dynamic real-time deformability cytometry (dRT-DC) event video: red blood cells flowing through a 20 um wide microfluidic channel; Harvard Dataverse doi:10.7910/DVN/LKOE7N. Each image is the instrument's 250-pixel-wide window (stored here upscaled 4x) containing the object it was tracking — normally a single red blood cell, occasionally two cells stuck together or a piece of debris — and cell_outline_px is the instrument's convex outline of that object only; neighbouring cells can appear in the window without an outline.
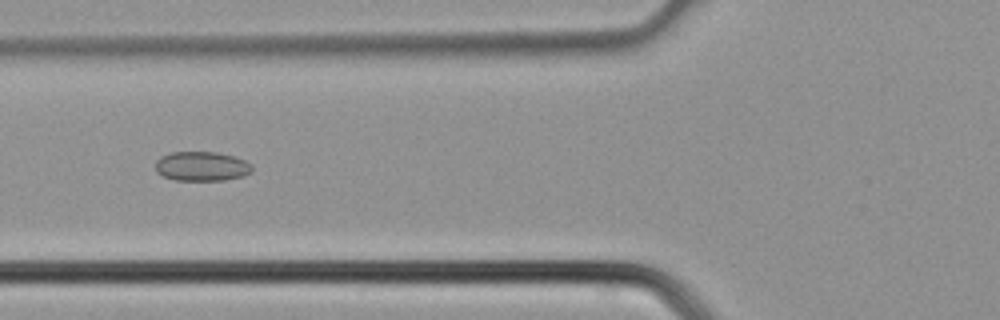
{"species": "common noctule bat (a hibernating species)", "species_latin": "Nyctalus noctula", "temperature_condition": "cold", "stored_images_in_passage": 39, "camera_frame_rate_fps": 3000, "um_per_image_px": 0.085, "animal": {"sex": "male", "body_mass_g": 21.5, "forearm_length_mm": 52.0}, "frame": {"image": 1, "passage_image": 15, "time_ms": 4.667, "image_size_px": [1000, 320], "cell_outline_px": [[252, 172], [244, 176], [224, 180], [176, 180], [164, 176], [156, 172], [156, 160], [160, 156], [172, 152], [216, 152], [232, 156], [244, 160], [252, 164]], "centroid_in_image_um": [17.15, 14.13], "position_along_channel_um": 108.7, "area_um2": 16.59}}
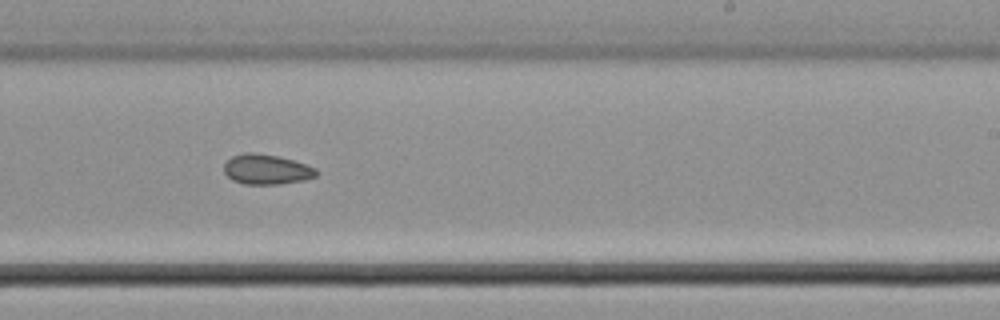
{"frame": {"image": 2, "passage_image": 24, "time_ms": 7.667, "image_size_px": [1000, 320], "cell_outline_px": [[316, 176], [304, 180], [280, 184], [244, 184], [232, 180], [224, 172], [224, 164], [232, 156], [248, 152], [252, 152], [276, 156], [292, 160], [316, 168]], "centroid_in_image_um": [22.63, 14.4], "position_along_channel_um": 266.4, "area_um2": 15.95}}
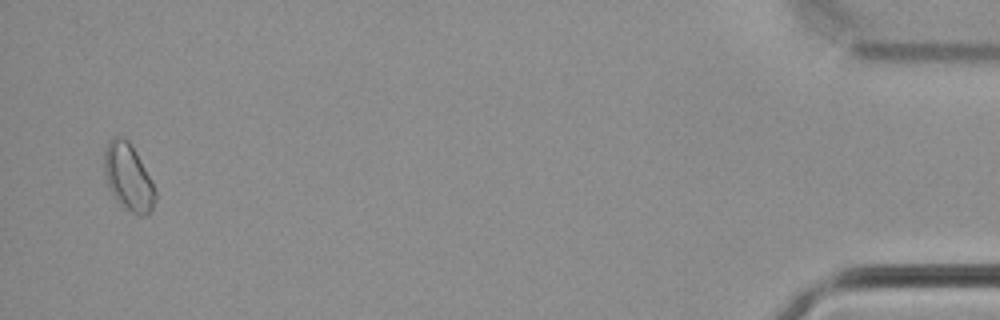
{"frame": {"image": 3, "passage_image": 38, "time_ms": 12.333, "image_size_px": [1000, 320], "cell_outline_px": [[156, 196], [152, 208], [144, 216], [140, 216], [132, 212], [120, 204], [112, 192], [108, 184], [104, 172], [104, 148], [112, 136], [120, 136], [128, 140], [136, 152], [152, 180], [156, 188]], "centroid_in_image_um": [10.91, 15.02], "position_along_channel_um": 424.3, "area_um2": 19.77}}